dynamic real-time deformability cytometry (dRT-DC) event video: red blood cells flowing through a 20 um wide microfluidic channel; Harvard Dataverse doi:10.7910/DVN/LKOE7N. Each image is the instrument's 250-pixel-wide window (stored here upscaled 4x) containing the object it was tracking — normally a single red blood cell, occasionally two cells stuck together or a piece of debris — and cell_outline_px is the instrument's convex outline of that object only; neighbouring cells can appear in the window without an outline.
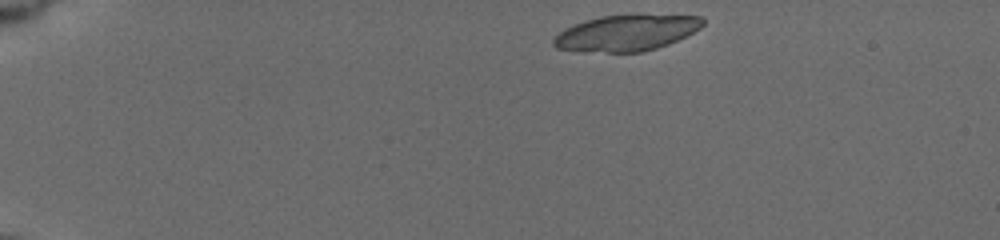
{"species": "common noctule bat (a hibernating species)", "species_latin": "Nyctalus noctula", "temperature_condition": "cold", "stored_images_in_passage": 45, "camera_frame_rate_fps": 3000, "um_per_image_px": 0.085, "animal": {"sex": "female", "body_mass_g": 19.5, "forearm_length_mm": 54.1}, "frame": {"image": 1, "passage_image": 1, "time_ms": 0.0, "image_size_px": [1000, 240], "cell_outline_px": [[704, 24], [700, 28], [668, 44], [656, 48], [640, 52], [580, 52], [556, 48], [552, 44], [552, 40], [564, 28], [584, 20], [600, 16], [700, 16], [704, 20]], "centroid_in_image_um": [53.15, 2.82], "position_along_channel_um": 31.8, "area_um2": 30.81}}
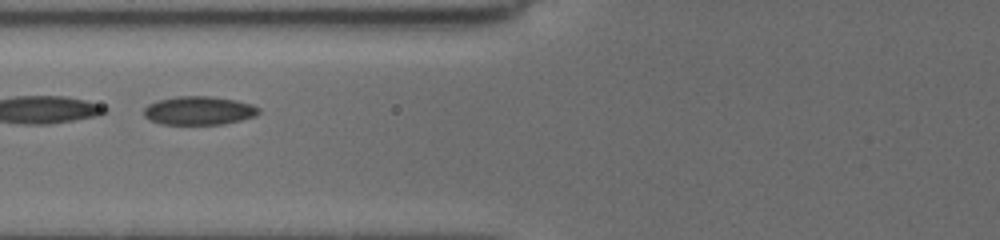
{"frame": {"image": 2, "passage_image": 28, "time_ms": 4.667, "image_size_px": [1000, 240], "cell_outline_px": [[260, 112], [256, 116], [224, 124], [160, 124], [148, 120], [144, 116], [144, 108], [148, 104], [160, 100], [176, 96], [208, 96], [236, 100], [252, 104], [260, 108]], "centroid_in_image_um": [16.91, 9.4], "position_along_channel_um": 108.9, "area_um2": 19.19}}